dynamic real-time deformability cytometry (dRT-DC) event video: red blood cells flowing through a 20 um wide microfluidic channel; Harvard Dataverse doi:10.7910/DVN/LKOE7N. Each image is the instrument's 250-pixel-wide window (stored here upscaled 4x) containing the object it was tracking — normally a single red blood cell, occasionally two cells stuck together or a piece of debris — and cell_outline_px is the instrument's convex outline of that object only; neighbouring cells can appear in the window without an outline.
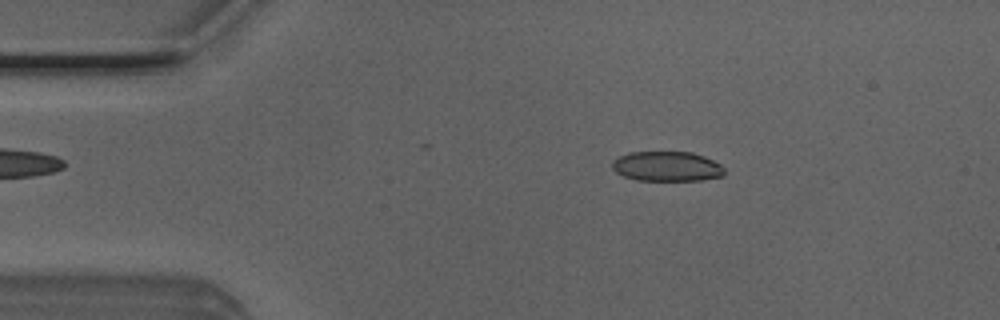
{"species": "Egyptian fruit bat (a non-hibernating species)", "species_latin": "Rousettus aegyptiacus", "temperature_condition": "room temperature", "stored_images_in_passage": 45, "camera_frame_rate_fps": 3000, "um_per_image_px": 0.085, "animal": {"sex": "male"}, "frame": {"image": 1, "passage_image": 8, "time_ms": 2.333, "image_size_px": [1000, 320], "cell_outline_px": [[724, 176], [700, 180], [636, 180], [624, 176], [616, 172], [612, 168], [612, 160], [628, 152], [692, 152], [704, 156], [720, 164], [724, 168]], "centroid_in_image_um": [56.68, 14.14], "position_along_channel_um": 28.3, "area_um2": 19.54}}
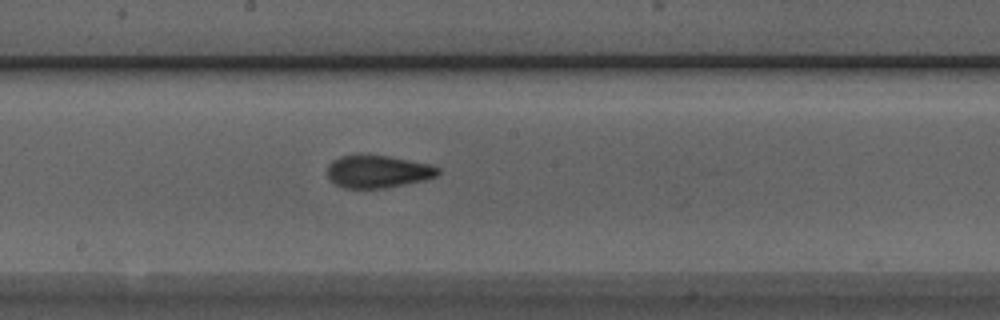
{"frame": {"image": 2, "passage_image": 26, "time_ms": 8.333, "image_size_px": [1000, 320], "cell_outline_px": [[440, 172], [436, 176], [424, 180], [384, 188], [344, 188], [328, 180], [328, 164], [332, 160], [340, 156], [388, 156], [432, 164], [440, 168]], "centroid_in_image_um": [32.12, 14.59], "position_along_channel_um": 216.1, "area_um2": 20.87}}
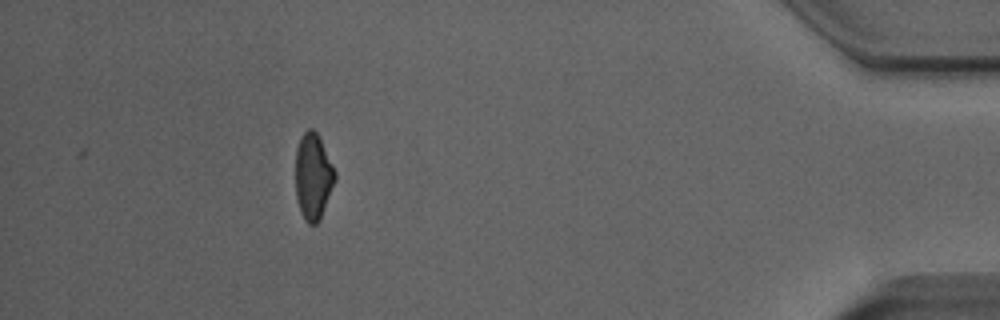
{"frame": {"image": 3, "passage_image": 45, "time_ms": 14.667, "image_size_px": [1000, 320], "cell_outline_px": [[336, 180], [320, 220], [316, 224], [308, 224], [304, 220], [300, 212], [296, 196], [296, 148], [300, 136], [308, 128], [312, 128], [316, 132], [336, 172]], "centroid_in_image_um": [26.61, 15.03], "position_along_channel_um": 408.6, "area_um2": 19.88}, "authors_computed_cell_mechanics": {"area_um2": 20.5768, "velocity_mm_per_s": 4.0026, "shape_relaxation_time_tau1_ms": 4.167, "shape_relaxation_time_tau2_ms": 1.6203, "deformation_change_tau1": 0.13, "deformation_change_tau2": 0.0694}}